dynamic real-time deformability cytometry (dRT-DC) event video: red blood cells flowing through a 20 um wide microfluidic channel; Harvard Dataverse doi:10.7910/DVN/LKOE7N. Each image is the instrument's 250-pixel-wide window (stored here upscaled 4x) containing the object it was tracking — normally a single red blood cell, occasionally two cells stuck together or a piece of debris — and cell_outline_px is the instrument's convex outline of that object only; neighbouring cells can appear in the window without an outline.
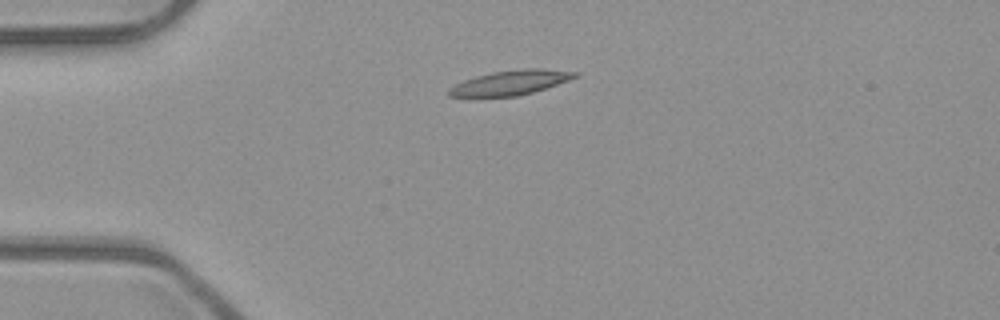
{"species": "common noctule bat (a hibernating species)", "species_latin": "Nyctalus noctula", "temperature_condition": "room temperature", "stored_images_in_passage": 2, "camera_frame_rate_fps": 3000, "um_per_image_px": 0.085, "animal": {"sex": "male", "body_mass_g": 23.1, "forearm_length_mm": 52.7}, "frame": {"image": 1, "passage_image": 1, "time_ms": 0.0, "image_size_px": [1000, 320], "cell_outline_px": [[580, 76], [532, 92], [516, 96], [448, 96], [448, 88], [464, 80], [476, 76], [492, 72], [524, 68], [540, 68], [580, 72]], "centroid_in_image_um": [43.42, 7.0], "position_along_channel_um": 41.6, "area_um2": 17.86}}